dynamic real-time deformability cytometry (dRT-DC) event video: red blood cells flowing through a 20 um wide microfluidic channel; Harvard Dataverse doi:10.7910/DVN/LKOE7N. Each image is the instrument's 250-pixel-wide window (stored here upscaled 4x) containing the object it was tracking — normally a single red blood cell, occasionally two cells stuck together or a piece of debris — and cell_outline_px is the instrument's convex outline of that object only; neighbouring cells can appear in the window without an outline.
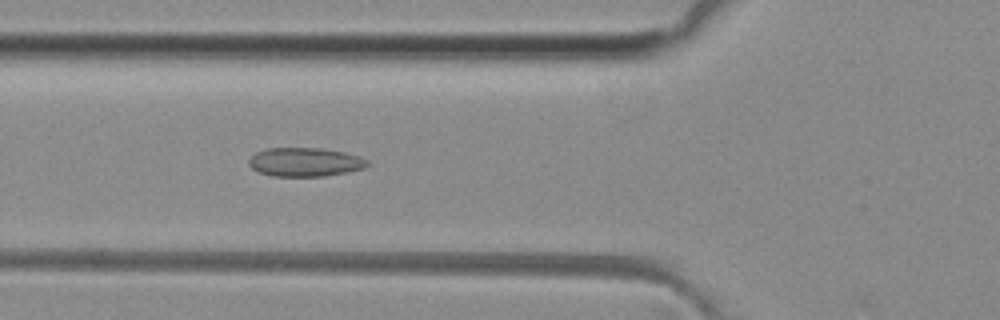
{"species": "common noctule bat (a hibernating species)", "species_latin": "Nyctalus noctula", "temperature_condition": "room temperature", "stored_images_in_passage": 49, "camera_frame_rate_fps": 3000, "um_per_image_px": 0.085, "animal": {"sex": "female", "body_mass_g": 29.2, "forearm_length_mm": 56.3}, "frame": {"image": 1, "passage_image": 17, "time_ms": 5.333, "image_size_px": [1000, 320], "cell_outline_px": [[368, 164], [364, 168], [348, 172], [324, 176], [272, 176], [260, 172], [252, 168], [248, 164], [248, 160], [256, 152], [268, 148], [324, 148], [344, 152], [360, 156], [368, 160]], "centroid_in_image_um": [25.94, 13.77], "position_along_channel_um": 99.9, "area_um2": 19.94}}
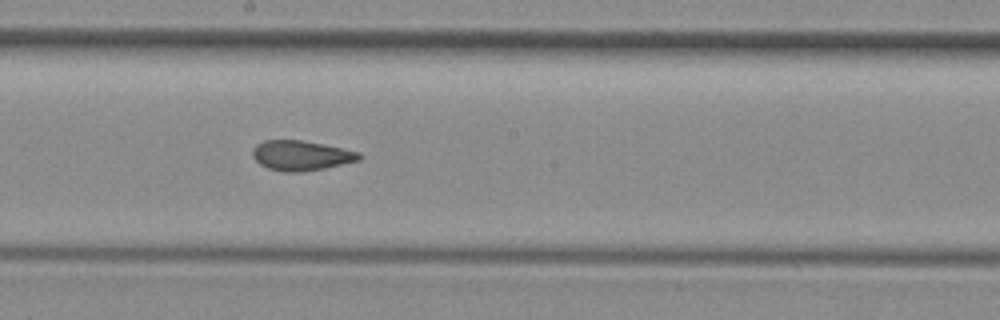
{"frame": {"image": 2, "passage_image": 26, "time_ms": 8.333, "image_size_px": [1000, 320], "cell_outline_px": [[364, 156], [360, 160], [324, 168], [300, 172], [284, 172], [268, 168], [260, 164], [252, 156], [252, 148], [256, 144], [264, 140], [300, 140], [324, 144], [344, 148], [360, 152]], "centroid_in_image_um": [25.61, 13.21], "position_along_channel_um": 222.6, "area_um2": 18.73}}
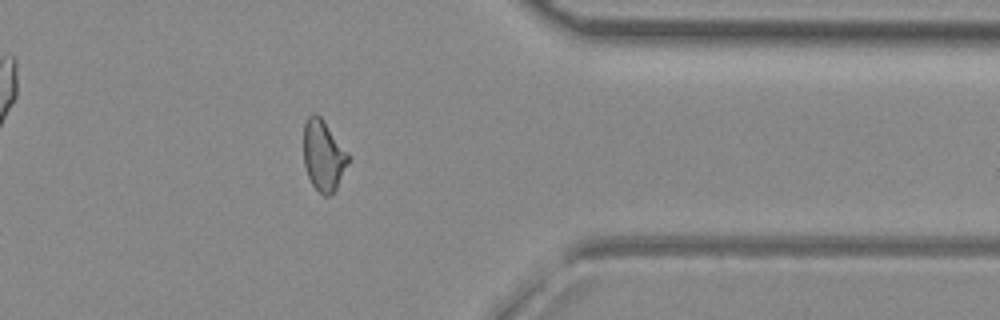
{"frame": {"image": 3, "passage_image": 39, "time_ms": 12.667, "image_size_px": [1000, 320], "cell_outline_px": [[348, 164], [336, 188], [328, 196], [324, 196], [312, 184], [308, 176], [304, 164], [304, 124], [308, 116], [312, 112], [316, 112], [324, 120], [348, 152]], "centroid_in_image_um": [27.48, 13.17], "position_along_channel_um": 383.9, "area_um2": 18.32}, "authors_computed_cell_mechanics": {"area_um2": 19.074, "velocity_mm_per_s": 4.0847, "shape_relaxation_time_tau1_ms": null, "shape_relaxation_time_tau2_ms": 1.803, "deformation_change_tau1": null, "deformation_change_tau2": 0.0909}}